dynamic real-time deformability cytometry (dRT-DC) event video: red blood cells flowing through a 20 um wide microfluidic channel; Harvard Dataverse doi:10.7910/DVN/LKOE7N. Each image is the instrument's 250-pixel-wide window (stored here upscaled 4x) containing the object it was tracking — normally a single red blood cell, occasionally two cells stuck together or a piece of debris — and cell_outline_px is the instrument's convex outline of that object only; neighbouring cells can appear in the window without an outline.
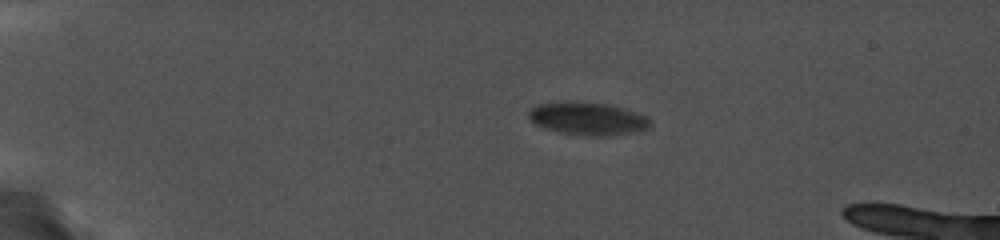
{"species": "common noctule bat (a hibernating species)", "species_latin": "Nyctalus noctula", "temperature_condition": "cold", "stored_images_in_passage": 73, "camera_frame_rate_fps": 5000, "um_per_image_px": 0.085, "animal": {"sex": "female", "body_mass_g": 19.0, "forearm_length_mm": 56.7}, "frame": {"image": 1, "passage_image": 1, "time_ms": 0.0, "image_size_px": [1000, 240], "cell_outline_px": [[652, 124], [648, 128], [640, 132], [604, 136], [592, 136], [560, 132], [544, 128], [528, 120], [528, 112], [536, 104], [564, 100], [576, 100], [608, 104], [624, 108], [648, 116], [652, 120]], "centroid_in_image_um": [49.97, 10.06], "position_along_channel_um": 35.0, "area_um2": 23.93}}
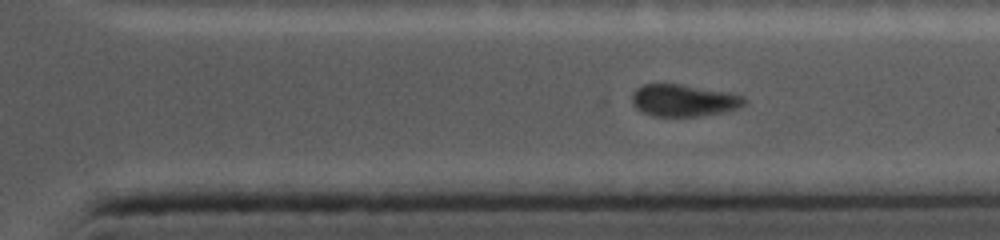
{"frame": {"image": 2, "passage_image": 58, "time_ms": 10.6, "image_size_px": [1000, 240], "cell_outline_px": [[748, 100], [740, 108], [720, 112], [696, 116], [652, 116], [636, 108], [632, 100], [632, 96], [636, 88], [644, 84], [680, 84], [724, 92], [744, 96]], "centroid_in_image_um": [58.11, 8.53], "position_along_channel_um": 353.3, "area_um2": 20.63}}
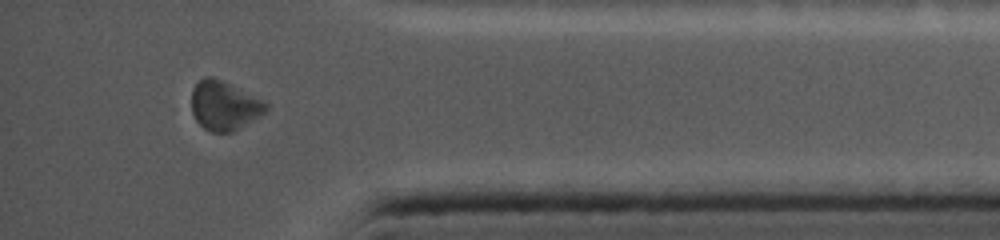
{"frame": {"image": 3, "passage_image": 69, "time_ms": 12.4, "image_size_px": [1000, 240], "cell_outline_px": [[268, 108], [260, 116], [232, 132], [212, 132], [204, 128], [196, 120], [192, 112], [192, 88], [204, 76], [212, 76], [268, 104]], "centroid_in_image_um": [19.01, 8.99], "position_along_channel_um": 416.2, "area_um2": 20.75}, "authors_computed_cell_mechanics": {"area_um2": 23.0044, "velocity_mm_per_s": 3.7191, "shape_relaxation_time_tau1_ms": null, "shape_relaxation_time_tau2_ms": 5.0282, "deformation_change_tau1": null, "deformation_change_tau2": 0.0722}}